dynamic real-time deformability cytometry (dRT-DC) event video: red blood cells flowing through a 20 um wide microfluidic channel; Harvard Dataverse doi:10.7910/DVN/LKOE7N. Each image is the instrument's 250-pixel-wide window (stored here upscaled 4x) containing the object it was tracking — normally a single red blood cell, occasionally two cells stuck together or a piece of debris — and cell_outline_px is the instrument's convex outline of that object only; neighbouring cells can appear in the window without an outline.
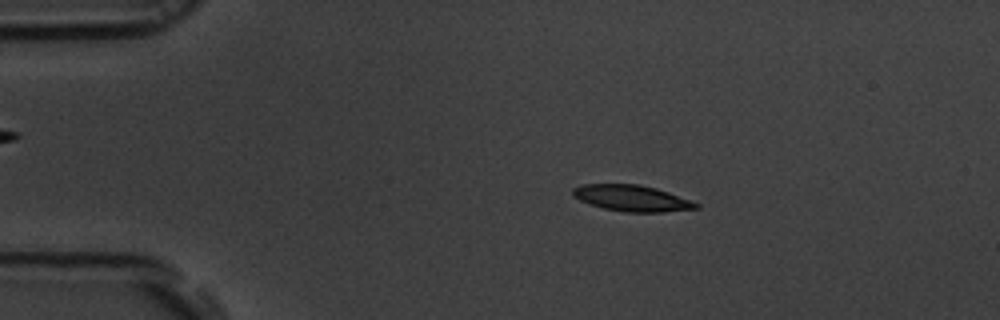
{"species": "common noctule bat (a hibernating species)", "species_latin": "Nyctalus noctula", "temperature_condition": "room temperature", "stored_images_in_passage": 55, "camera_frame_rate_fps": 3000, "um_per_image_px": 0.085, "animal": {"sex": "male", "body_mass_g": 19.5, "forearm_length_mm": 54.6}, "frame": {"image": 1, "passage_image": 10, "time_ms": 3.0, "image_size_px": [1000, 320], "cell_outline_px": [[700, 208], [664, 212], [624, 212], [604, 208], [588, 204], [572, 196], [572, 188], [580, 184], [640, 184], [656, 188], [692, 200], [700, 204]], "centroid_in_image_um": [53.7, 16.84], "position_along_channel_um": 31.3, "area_um2": 19.02}}
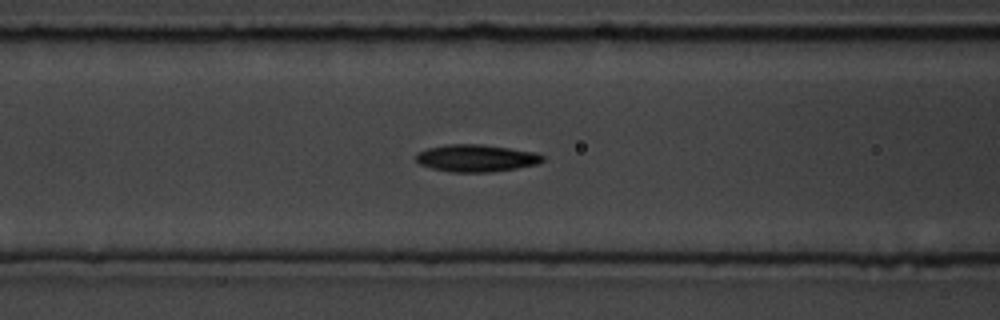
{"frame": {"image": 2, "passage_image": 22, "time_ms": 7.0, "image_size_px": [1000, 320], "cell_outline_px": [[544, 160], [536, 164], [516, 168], [492, 172], [452, 172], [432, 168], [420, 164], [416, 160], [416, 156], [420, 152], [428, 148], [448, 144], [480, 144], [536, 152], [544, 156]], "centroid_in_image_um": [40.49, 13.44], "position_along_channel_um": 126.1, "area_um2": 19.88}}
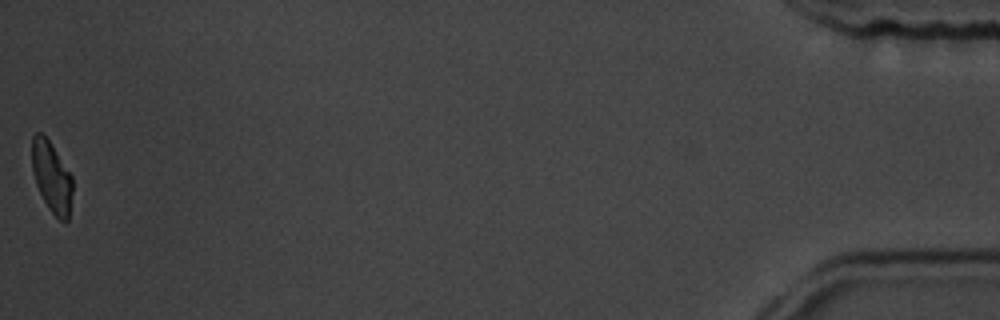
{"frame": {"image": 3, "passage_image": 55, "time_ms": 18.0, "image_size_px": [1000, 320], "cell_outline_px": [[72, 192], [68, 220], [64, 224], [48, 208], [36, 184], [32, 168], [32, 136], [36, 132], [40, 132], [48, 140], [72, 176]], "centroid_in_image_um": [4.39, 15.07], "position_along_channel_um": 430.8, "area_um2": 16.47}, "authors_computed_cell_mechanics": {"area_um2": 18.9584, "velocity_mm_per_s": 3.6689, "shape_relaxation_time_tau1_ms": 3.9865, "shape_relaxation_time_tau2_ms": null, "deformation_change_tau1": 0.1476, "deformation_change_tau2": null}}